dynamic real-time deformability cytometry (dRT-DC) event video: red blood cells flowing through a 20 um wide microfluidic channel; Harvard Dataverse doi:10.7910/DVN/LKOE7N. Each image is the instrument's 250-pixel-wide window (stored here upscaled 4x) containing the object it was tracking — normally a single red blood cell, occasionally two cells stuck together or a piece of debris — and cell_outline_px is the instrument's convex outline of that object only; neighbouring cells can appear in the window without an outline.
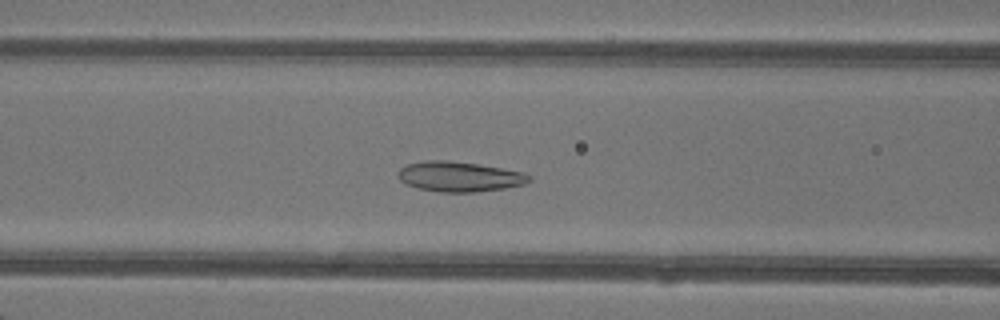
{"species": "common noctule bat (a hibernating species)", "species_latin": "Nyctalus noctula", "temperature_condition": "warm", "stored_images_in_passage": 46, "camera_frame_rate_fps": 3000, "um_per_image_px": 0.085, "animal": {"sex": "female"}, "frame": {"image": 1, "passage_image": 18, "time_ms": 5.667, "image_size_px": [1000, 320], "cell_outline_px": [[532, 180], [524, 184], [504, 188], [472, 192], [440, 192], [420, 188], [404, 184], [400, 180], [396, 172], [400, 168], [408, 164], [428, 160], [448, 160], [480, 164], [524, 172], [532, 176]], "centroid_in_image_um": [39.05, 15.0], "position_along_channel_um": 127.5, "area_um2": 23.06}}
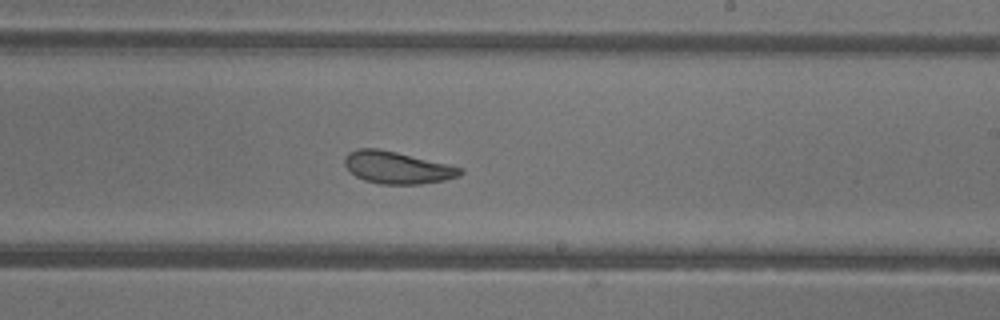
{"frame": {"image": 2, "passage_image": 27, "time_ms": 8.667, "image_size_px": [1000, 320], "cell_outline_px": [[464, 172], [460, 176], [444, 180], [420, 184], [380, 184], [364, 180], [356, 176], [344, 164], [344, 156], [348, 152], [356, 148], [376, 148], [396, 152], [448, 164], [464, 168]], "centroid_in_image_um": [33.76, 14.24], "position_along_channel_um": 255.2, "area_um2": 21.68}}
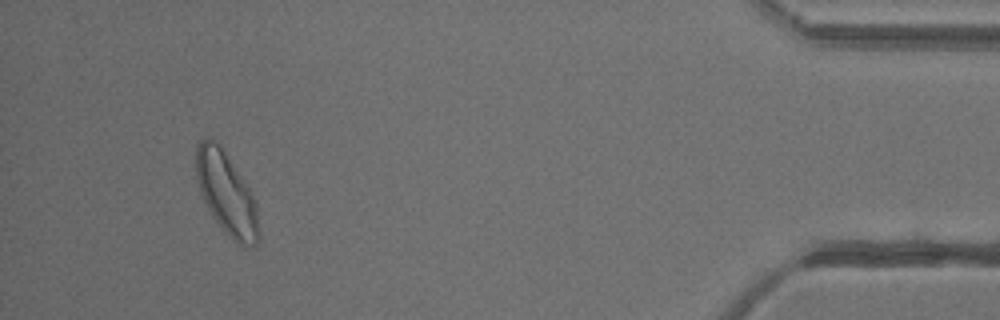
{"frame": {"image": 3, "passage_image": 43, "time_ms": 14.0, "image_size_px": [1000, 320], "cell_outline_px": [[260, 240], [252, 248], [244, 248], [232, 240], [224, 232], [212, 216], [200, 192], [196, 180], [196, 144], [200, 140], [208, 136], [220, 144], [248, 188], [256, 204]], "centroid_in_image_um": [19.24, 16.49], "position_along_channel_um": 416.0, "area_um2": 30.17}, "authors_computed_cell_mechanics": {"area_um2": 25.5476, "velocity_mm_per_s": 4.2686, "shape_relaxation_time_tau1_ms": 5.8054, "shape_relaxation_time_tau2_ms": 1.7568, "deformation_change_tau1": 0.131, "deformation_change_tau2": 0.0784}}